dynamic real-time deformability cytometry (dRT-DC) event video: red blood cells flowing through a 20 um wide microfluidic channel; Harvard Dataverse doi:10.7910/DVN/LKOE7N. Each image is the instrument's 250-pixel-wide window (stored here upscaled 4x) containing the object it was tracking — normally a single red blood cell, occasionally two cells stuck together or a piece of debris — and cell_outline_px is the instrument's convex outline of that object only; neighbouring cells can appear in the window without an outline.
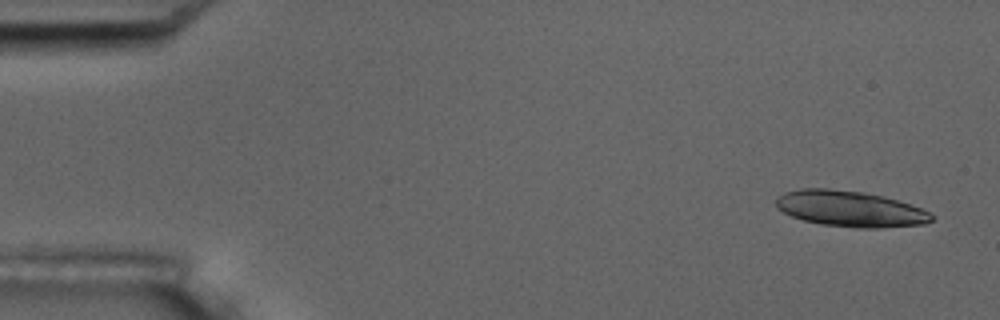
{"species": "common noctule bat (a hibernating species)", "species_latin": "Nyctalus noctula", "temperature_condition": "room temperature", "stored_images_in_passage": 5, "camera_frame_rate_fps": 3000, "um_per_image_px": 0.085, "animal": {"sex": "male", "body_mass_g": 17.5, "forearm_length_mm": 52.3}, "frame": {"image": 1, "passage_image": 1, "time_ms": 0.0, "image_size_px": [1000, 320], "cell_outline_px": [[936, 216], [932, 220], [924, 224], [880, 228], [856, 228], [820, 224], [804, 220], [792, 216], [776, 208], [776, 200], [784, 192], [800, 188], [828, 188], [864, 192], [884, 196], [920, 208]], "centroid_in_image_um": [72.25, 17.75], "position_along_channel_um": 12.7, "area_um2": 32.54}}